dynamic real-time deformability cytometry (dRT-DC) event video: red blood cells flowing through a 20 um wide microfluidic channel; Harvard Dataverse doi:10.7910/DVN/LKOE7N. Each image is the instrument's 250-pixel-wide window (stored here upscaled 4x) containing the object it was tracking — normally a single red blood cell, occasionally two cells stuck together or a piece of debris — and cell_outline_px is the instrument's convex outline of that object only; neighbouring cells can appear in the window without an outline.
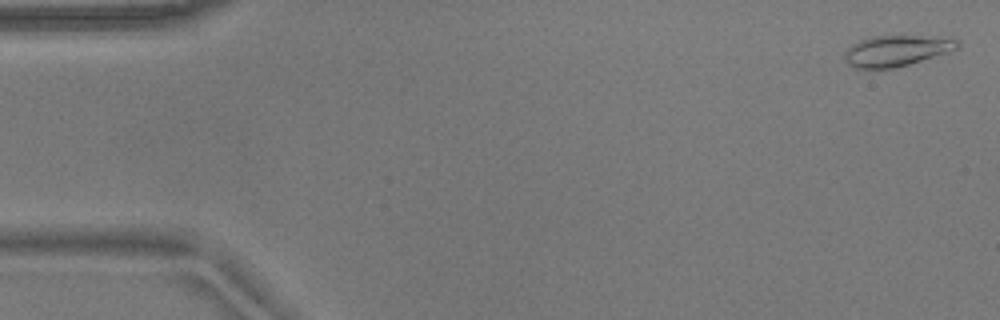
{"species": "common noctule bat (a hibernating species)", "species_latin": "Nyctalus noctula", "temperature_condition": "warm", "stored_images_in_passage": 10, "camera_frame_rate_fps": 3000, "um_per_image_px": 0.085, "animal": {"sex": "male", "body_mass_g": 17.9}, "frame": {"image": 1, "passage_image": 2, "time_ms": 0.333, "image_size_px": [1000, 320], "cell_outline_px": [[960, 44], [956, 48], [948, 52], [908, 64], [892, 68], [856, 68], [848, 64], [844, 60], [844, 52], [852, 44], [860, 40], [872, 36], [956, 36], [960, 40]], "centroid_in_image_um": [76.25, 4.28], "position_along_channel_um": 8.8, "area_um2": 20.46}}